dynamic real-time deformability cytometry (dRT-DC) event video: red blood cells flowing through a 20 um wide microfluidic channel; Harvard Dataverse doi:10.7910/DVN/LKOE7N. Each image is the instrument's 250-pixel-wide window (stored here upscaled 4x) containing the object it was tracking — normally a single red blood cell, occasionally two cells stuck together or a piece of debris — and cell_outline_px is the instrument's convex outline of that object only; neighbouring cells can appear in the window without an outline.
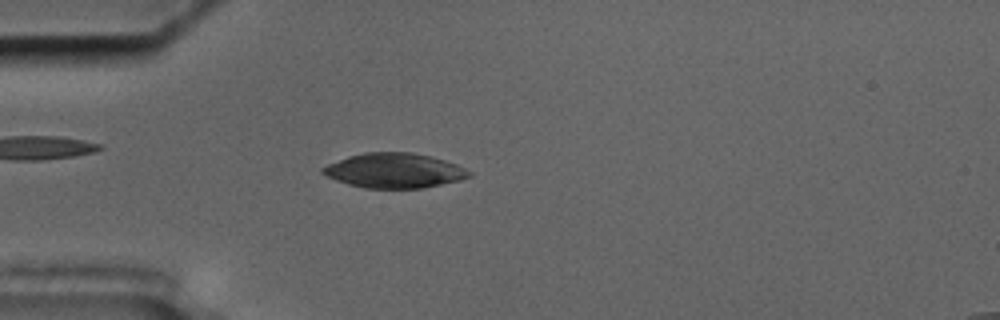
{"species": "common noctule bat (a hibernating species)", "species_latin": "Nyctalus noctula", "temperature_condition": "cold", "stored_images_in_passage": 50, "camera_frame_rate_fps": 3000, "um_per_image_px": 0.085, "animal": {"sex": "male", "body_mass_g": 17.5, "forearm_length_mm": 52.3}, "frame": {"image": 1, "passage_image": 9, "time_ms": 2.667, "image_size_px": [1000, 320], "cell_outline_px": [[472, 176], [460, 180], [420, 188], [364, 188], [348, 184], [336, 180], [320, 172], [320, 168], [328, 164], [348, 156], [364, 152], [412, 152], [432, 156], [456, 164], [472, 172]], "centroid_in_image_um": [33.51, 14.49], "position_along_channel_um": 51.5, "area_um2": 29.65}}
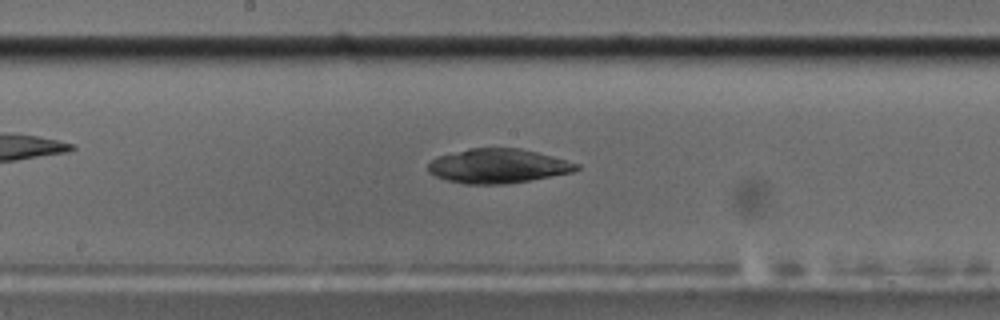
{"frame": {"image": 2, "passage_image": 23, "time_ms": 7.333, "image_size_px": [1000, 320], "cell_outline_px": [[580, 168], [572, 172], [528, 180], [504, 184], [464, 184], [448, 180], [436, 176], [428, 172], [428, 164], [436, 156], [468, 148], [520, 148], [536, 152], [580, 164]], "centroid_in_image_um": [42.28, 14.1], "position_along_channel_um": 205.9, "area_um2": 29.48}}
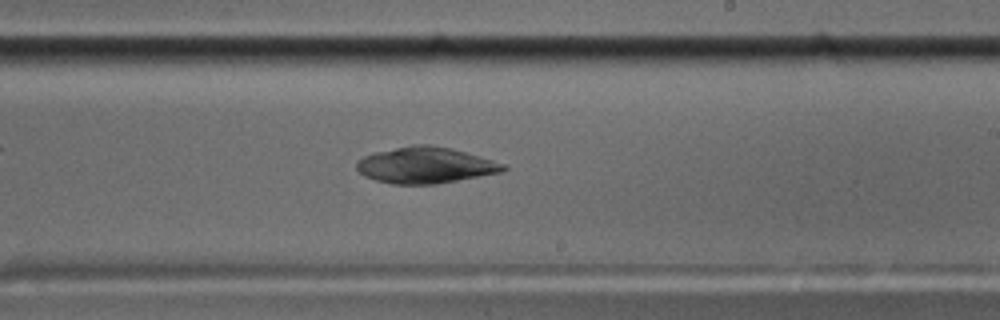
{"frame": {"image": 3, "passage_image": 27, "time_ms": 8.667, "image_size_px": [1000, 320], "cell_outline_px": [[508, 168], [500, 172], [436, 184], [392, 184], [376, 180], [364, 176], [356, 168], [356, 160], [364, 156], [376, 152], [412, 144], [428, 144], [452, 148], [492, 160], [504, 164]], "centroid_in_image_um": [36.12, 14.04], "position_along_channel_um": 252.9, "area_um2": 30.75}}